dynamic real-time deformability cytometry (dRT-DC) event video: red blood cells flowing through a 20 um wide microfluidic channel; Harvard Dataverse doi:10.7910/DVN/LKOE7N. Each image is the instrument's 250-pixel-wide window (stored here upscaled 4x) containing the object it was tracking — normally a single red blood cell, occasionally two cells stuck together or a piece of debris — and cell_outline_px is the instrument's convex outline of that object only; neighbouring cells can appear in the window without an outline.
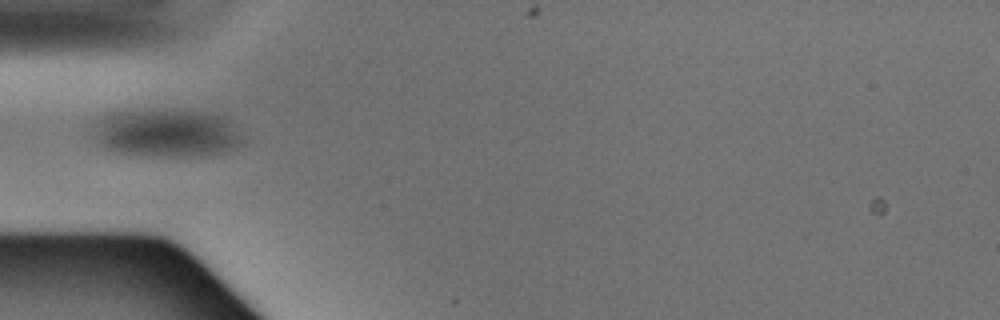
{"species": "Egyptian fruit bat (a non-hibernating species)", "species_latin": "Rousettus aegyptiacus", "temperature_condition": "warm", "stored_images_in_passage": 4, "camera_frame_rate_fps": 3000, "um_per_image_px": 0.085, "animal": {"sex": "male"}, "frame": {"image": 1, "passage_image": 4, "time_ms": 1.0, "image_size_px": [1000, 320], "cell_outline_px": [[244, 144], [236, 148], [212, 156], [156, 156], [120, 152], [104, 148], [92, 136], [100, 120], [104, 116], [112, 112], [212, 112], [224, 116], [232, 124], [244, 140]], "centroid_in_image_um": [14.25, 11.36], "position_along_channel_um": 70.7, "area_um2": 41.04}}